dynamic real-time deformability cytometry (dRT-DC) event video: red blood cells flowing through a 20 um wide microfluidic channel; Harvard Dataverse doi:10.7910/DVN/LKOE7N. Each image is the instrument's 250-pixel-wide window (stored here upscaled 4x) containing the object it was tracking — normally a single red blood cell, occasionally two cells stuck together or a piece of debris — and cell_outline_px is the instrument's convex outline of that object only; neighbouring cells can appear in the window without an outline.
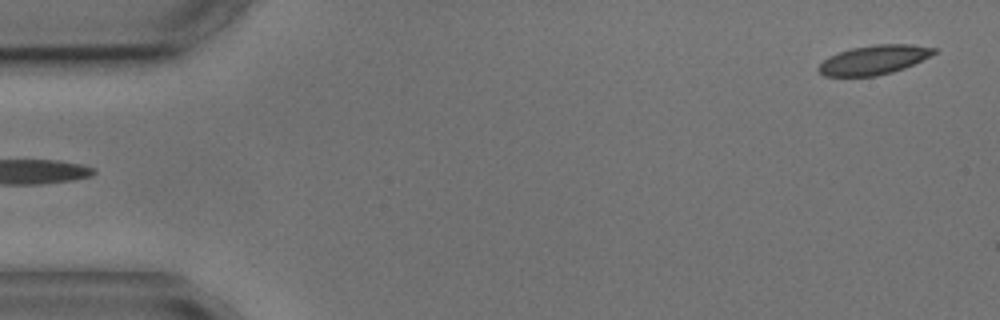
{"species": "common noctule bat (a hibernating species)", "species_latin": "Nyctalus noctula", "temperature_condition": "cold", "stored_images_in_passage": 5, "segment_of_instrument_passage": [2, 2], "camera_frame_rate_fps": 3000, "um_per_image_px": 0.085, "animal": {"sex": "male", "body_mass_g": 17.9, "forearm_length_mm": 54.2}, "frame": {"image": 1, "passage_image": 5, "time_ms": 5.333, "image_size_px": [1000, 320], "cell_outline_px": [[936, 52], [904, 68], [892, 72], [876, 76], [824, 76], [816, 68], [828, 56], [852, 48], [876, 44], [912, 44], [936, 48]], "centroid_in_image_um": [74.25, 5.08], "position_along_channel_um": 10.8, "area_um2": 19.42}}